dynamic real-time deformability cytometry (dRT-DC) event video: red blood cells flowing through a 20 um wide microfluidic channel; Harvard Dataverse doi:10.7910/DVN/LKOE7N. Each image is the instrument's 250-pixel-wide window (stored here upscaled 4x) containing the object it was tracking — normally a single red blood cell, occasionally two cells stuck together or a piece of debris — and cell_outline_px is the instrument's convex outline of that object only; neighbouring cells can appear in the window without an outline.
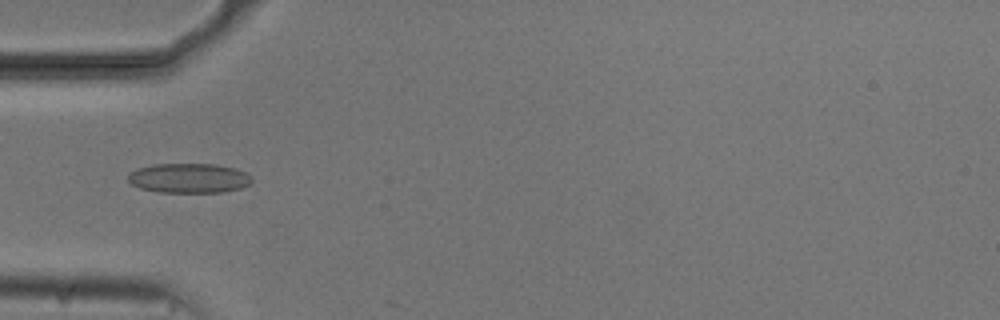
{"species": "common noctule bat (a hibernating species)", "species_latin": "Nyctalus noctula", "temperature_condition": "cold", "stored_images_in_passage": 18, "camera_frame_rate_fps": 3000, "um_per_image_px": 0.085, "animal": {"sex": "male", "body_mass_g": 20.5, "forearm_length_mm": 52.5}, "frame": {"image": 1, "passage_image": 17, "time_ms": 5.333, "image_size_px": [1000, 320], "cell_outline_px": [[252, 180], [248, 184], [240, 188], [220, 192], [160, 192], [140, 188], [132, 184], [128, 180], [128, 172], [136, 168], [152, 164], [216, 164], [236, 168], [252, 176]], "centroid_in_image_um": [16.03, 15.13], "position_along_channel_um": 69.0, "area_um2": 21.44}}